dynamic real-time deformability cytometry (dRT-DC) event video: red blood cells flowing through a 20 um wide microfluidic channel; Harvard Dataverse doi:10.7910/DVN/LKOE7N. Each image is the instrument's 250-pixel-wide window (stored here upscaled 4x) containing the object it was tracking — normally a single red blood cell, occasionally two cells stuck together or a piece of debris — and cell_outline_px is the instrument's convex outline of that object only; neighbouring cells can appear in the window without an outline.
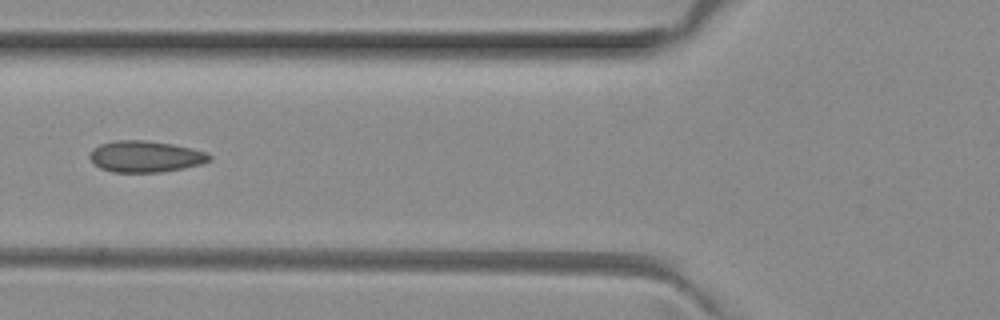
{"species": "common noctule bat (a hibernating species)", "species_latin": "Nyctalus noctula", "temperature_condition": "room temperature", "stored_images_in_passage": 33, "camera_frame_rate_fps": 3000, "um_per_image_px": 0.085, "animal": {"sex": "female", "body_mass_g": 29.2, "forearm_length_mm": 56.3}, "frame": {"image": 1, "passage_image": 4, "time_ms": 1.0, "image_size_px": [1000, 320], "cell_outline_px": [[212, 160], [200, 164], [184, 168], [160, 172], [112, 172], [100, 168], [88, 156], [92, 148], [100, 144], [116, 140], [144, 140], [172, 144], [192, 148], [208, 152], [212, 156]], "centroid_in_image_um": [12.38, 13.3], "position_along_channel_um": 113.4, "area_um2": 21.96}}
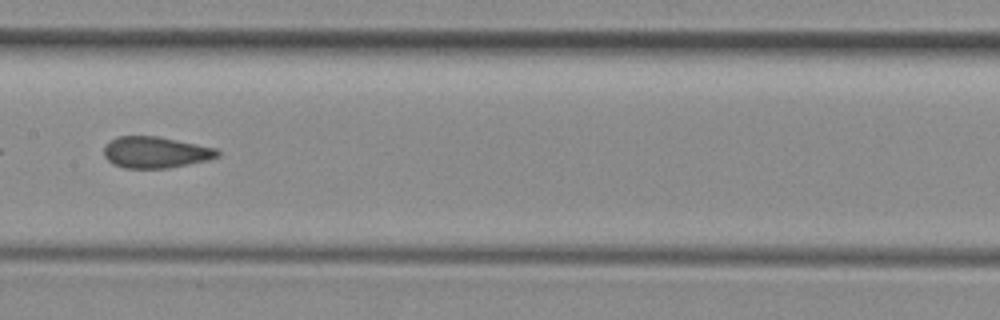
{"frame": {"image": 2, "passage_image": 10, "time_ms": 3.0, "image_size_px": [1000, 320], "cell_outline_px": [[220, 156], [208, 160], [168, 168], [124, 168], [112, 164], [104, 156], [104, 148], [116, 136], [160, 136], [216, 148], [220, 152]], "centroid_in_image_um": [13.24, 12.95], "position_along_channel_um": 194.2, "area_um2": 20.81}}
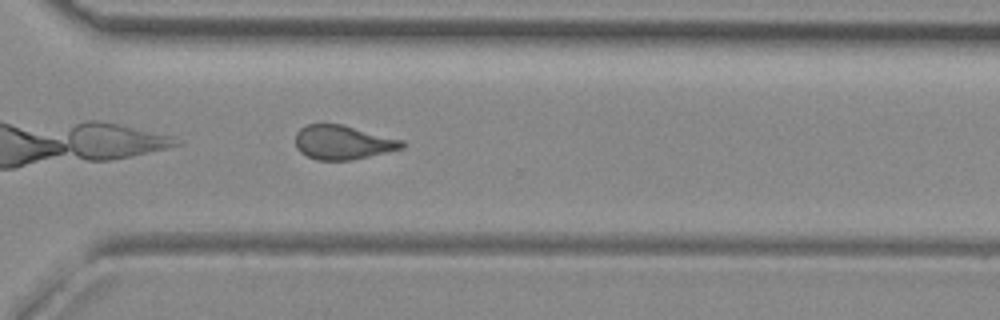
{"frame": {"image": 3, "passage_image": 21, "time_ms": 6.667, "image_size_px": [1000, 320], "cell_outline_px": [[408, 144], [404, 148], [352, 160], [316, 160], [300, 152], [296, 148], [296, 132], [300, 128], [308, 124], [344, 124], [404, 140]], "centroid_in_image_um": [29.18, 12.09], "position_along_channel_um": 341.4, "area_um2": 21.44}}